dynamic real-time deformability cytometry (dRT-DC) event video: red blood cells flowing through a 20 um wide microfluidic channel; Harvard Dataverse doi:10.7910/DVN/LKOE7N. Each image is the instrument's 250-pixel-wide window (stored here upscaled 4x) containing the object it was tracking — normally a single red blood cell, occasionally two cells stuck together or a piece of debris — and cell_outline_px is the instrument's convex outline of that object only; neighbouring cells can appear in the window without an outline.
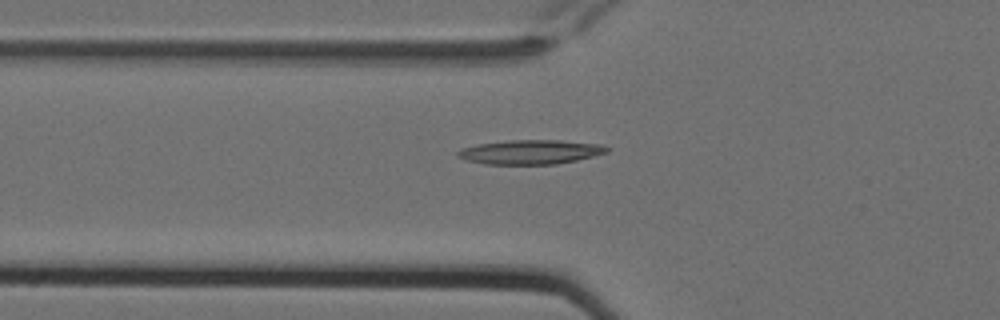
{"species": "Egyptian fruit bat (a non-hibernating species)", "species_latin": "Rousettus aegyptiacus", "temperature_condition": "cold", "stored_images_in_passage": 5, "camera_frame_rate_fps": 3000, "um_per_image_px": 0.085, "animal": {"sex": "female"}, "frame": {"image": 1, "passage_image": 5, "time_ms": 1.333, "image_size_px": [1000, 320], "cell_outline_px": [[608, 152], [576, 160], [556, 164], [484, 164], [464, 160], [456, 156], [456, 152], [460, 148], [476, 144], [508, 140], [560, 140], [600, 144], [608, 148]], "centroid_in_image_um": [45.01, 12.92], "position_along_channel_um": 80.8, "area_um2": 21.21}}